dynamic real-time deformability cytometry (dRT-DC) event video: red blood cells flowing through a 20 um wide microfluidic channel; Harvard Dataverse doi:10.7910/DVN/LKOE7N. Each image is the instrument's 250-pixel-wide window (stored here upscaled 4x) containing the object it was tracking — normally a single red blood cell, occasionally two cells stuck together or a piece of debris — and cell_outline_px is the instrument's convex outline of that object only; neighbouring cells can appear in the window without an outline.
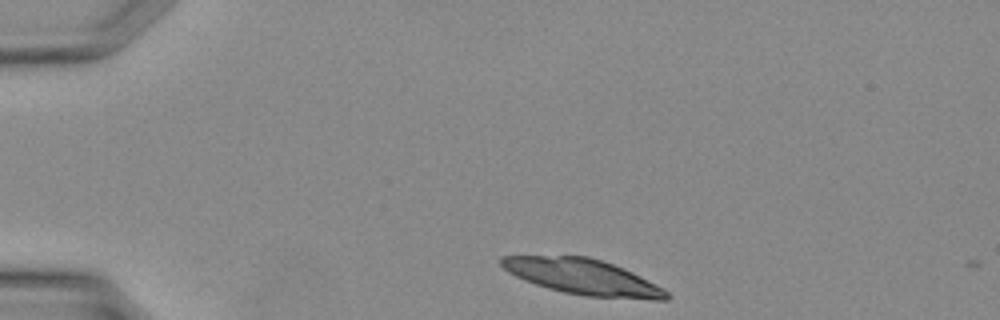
{"species": "Egyptian fruit bat (a non-hibernating species)", "species_latin": "Rousettus aegyptiacus", "temperature_condition": "warm", "stored_images_in_passage": 2, "camera_frame_rate_fps": 3000, "um_per_image_px": 0.085, "animal": {"sex": "female"}, "frame": {"image": 1, "passage_image": 1, "time_ms": 0.0, "image_size_px": [1000, 320], "cell_outline_px": [[672, 296], [668, 300], [656, 300], [584, 296], [564, 292], [548, 288], [524, 280], [508, 272], [500, 264], [500, 256], [588, 256], [624, 268], [664, 288]], "centroid_in_image_um": [49.58, 23.55], "position_along_channel_um": 35.4, "area_um2": 34.16}}